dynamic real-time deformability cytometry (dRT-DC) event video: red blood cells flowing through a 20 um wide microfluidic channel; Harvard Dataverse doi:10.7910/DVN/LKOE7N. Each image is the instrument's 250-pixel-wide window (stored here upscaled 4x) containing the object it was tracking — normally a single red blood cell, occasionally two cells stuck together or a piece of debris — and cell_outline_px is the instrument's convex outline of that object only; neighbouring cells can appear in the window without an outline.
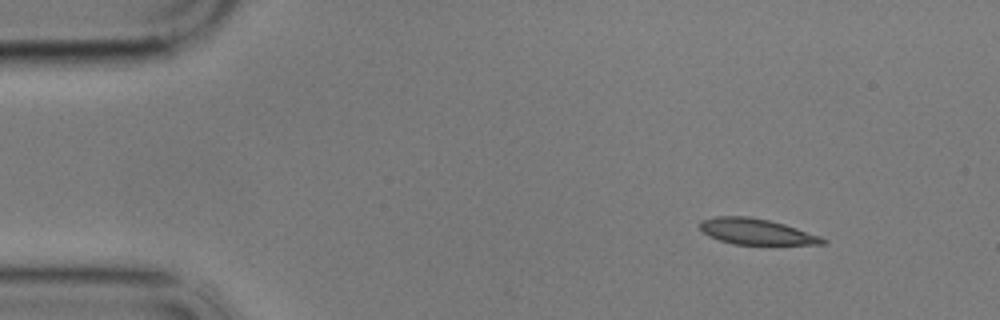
{"species": "common noctule bat (a hibernating species)", "species_latin": "Nyctalus noctula", "temperature_condition": "cold", "stored_images_in_passage": 10, "camera_frame_rate_fps": 3000, "um_per_image_px": 0.085, "animal": {"sex": "male", "body_mass_g": 17.9}, "frame": {"image": 1, "passage_image": 6, "time_ms": 1.667, "image_size_px": [1000, 320], "cell_outline_px": [[828, 244], [732, 244], [708, 236], [700, 228], [700, 220], [716, 216], [748, 216], [768, 220], [784, 224], [820, 236], [828, 240]], "centroid_in_image_um": [64.28, 19.68], "position_along_channel_um": 20.7, "area_um2": 18.38}}